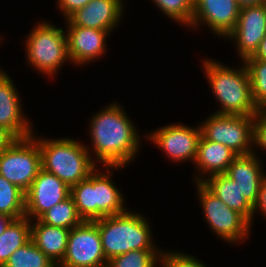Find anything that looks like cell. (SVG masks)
Masks as SVG:
<instances>
[{
	"instance_id": "obj_16",
	"label": "cell",
	"mask_w": 266,
	"mask_h": 267,
	"mask_svg": "<svg viewBox=\"0 0 266 267\" xmlns=\"http://www.w3.org/2000/svg\"><path fill=\"white\" fill-rule=\"evenodd\" d=\"M122 0H90L83 8L78 9L67 20V26H81L113 32L121 24L124 13Z\"/></svg>"
},
{
	"instance_id": "obj_19",
	"label": "cell",
	"mask_w": 266,
	"mask_h": 267,
	"mask_svg": "<svg viewBox=\"0 0 266 267\" xmlns=\"http://www.w3.org/2000/svg\"><path fill=\"white\" fill-rule=\"evenodd\" d=\"M237 156L225 145L209 141L201 136L194 161L195 167L198 168L196 170L199 172V174L196 173L194 175L195 183L203 182L207 179V176L226 173L228 167Z\"/></svg>"
},
{
	"instance_id": "obj_32",
	"label": "cell",
	"mask_w": 266,
	"mask_h": 267,
	"mask_svg": "<svg viewBox=\"0 0 266 267\" xmlns=\"http://www.w3.org/2000/svg\"><path fill=\"white\" fill-rule=\"evenodd\" d=\"M257 212L261 213L264 216V218H266V175L262 180L260 190L258 193L257 202L253 206V220H254V215L257 214Z\"/></svg>"
},
{
	"instance_id": "obj_11",
	"label": "cell",
	"mask_w": 266,
	"mask_h": 267,
	"mask_svg": "<svg viewBox=\"0 0 266 267\" xmlns=\"http://www.w3.org/2000/svg\"><path fill=\"white\" fill-rule=\"evenodd\" d=\"M145 138L166 154L170 161L182 163L192 161L197 155L198 143L201 138L200 125L190 127L184 124H172L159 127L147 133ZM151 140V141H150Z\"/></svg>"
},
{
	"instance_id": "obj_13",
	"label": "cell",
	"mask_w": 266,
	"mask_h": 267,
	"mask_svg": "<svg viewBox=\"0 0 266 267\" xmlns=\"http://www.w3.org/2000/svg\"><path fill=\"white\" fill-rule=\"evenodd\" d=\"M266 35V11L262 5L240 8L235 28L225 37L237 47L241 61L251 57L258 50Z\"/></svg>"
},
{
	"instance_id": "obj_10",
	"label": "cell",
	"mask_w": 266,
	"mask_h": 267,
	"mask_svg": "<svg viewBox=\"0 0 266 267\" xmlns=\"http://www.w3.org/2000/svg\"><path fill=\"white\" fill-rule=\"evenodd\" d=\"M98 226L93 221H83L72 228L67 250L57 267H106Z\"/></svg>"
},
{
	"instance_id": "obj_9",
	"label": "cell",
	"mask_w": 266,
	"mask_h": 267,
	"mask_svg": "<svg viewBox=\"0 0 266 267\" xmlns=\"http://www.w3.org/2000/svg\"><path fill=\"white\" fill-rule=\"evenodd\" d=\"M38 135L14 140L0 152V175L26 192L42 169Z\"/></svg>"
},
{
	"instance_id": "obj_7",
	"label": "cell",
	"mask_w": 266,
	"mask_h": 267,
	"mask_svg": "<svg viewBox=\"0 0 266 267\" xmlns=\"http://www.w3.org/2000/svg\"><path fill=\"white\" fill-rule=\"evenodd\" d=\"M205 221L210 231L230 245L246 241L252 231L251 223L239 212L230 209L202 182L195 184Z\"/></svg>"
},
{
	"instance_id": "obj_22",
	"label": "cell",
	"mask_w": 266,
	"mask_h": 267,
	"mask_svg": "<svg viewBox=\"0 0 266 267\" xmlns=\"http://www.w3.org/2000/svg\"><path fill=\"white\" fill-rule=\"evenodd\" d=\"M31 240V220L24 216L14 219L0 235V267L18 248Z\"/></svg>"
},
{
	"instance_id": "obj_26",
	"label": "cell",
	"mask_w": 266,
	"mask_h": 267,
	"mask_svg": "<svg viewBox=\"0 0 266 267\" xmlns=\"http://www.w3.org/2000/svg\"><path fill=\"white\" fill-rule=\"evenodd\" d=\"M248 69L253 100L258 110H266V60L254 59L252 56L244 60Z\"/></svg>"
},
{
	"instance_id": "obj_17",
	"label": "cell",
	"mask_w": 266,
	"mask_h": 267,
	"mask_svg": "<svg viewBox=\"0 0 266 267\" xmlns=\"http://www.w3.org/2000/svg\"><path fill=\"white\" fill-rule=\"evenodd\" d=\"M66 27L68 56L72 64L75 66L91 64L106 54V41L111 34L109 31L81 26Z\"/></svg>"
},
{
	"instance_id": "obj_28",
	"label": "cell",
	"mask_w": 266,
	"mask_h": 267,
	"mask_svg": "<svg viewBox=\"0 0 266 267\" xmlns=\"http://www.w3.org/2000/svg\"><path fill=\"white\" fill-rule=\"evenodd\" d=\"M166 17L178 25L191 26L194 12V0H152ZM180 23V24H179Z\"/></svg>"
},
{
	"instance_id": "obj_1",
	"label": "cell",
	"mask_w": 266,
	"mask_h": 267,
	"mask_svg": "<svg viewBox=\"0 0 266 267\" xmlns=\"http://www.w3.org/2000/svg\"><path fill=\"white\" fill-rule=\"evenodd\" d=\"M94 114L89 121L92 145L87 147L90 155L95 154L91 156L94 162L102 166L127 167L139 154L142 143L134 122L117 102Z\"/></svg>"
},
{
	"instance_id": "obj_24",
	"label": "cell",
	"mask_w": 266,
	"mask_h": 267,
	"mask_svg": "<svg viewBox=\"0 0 266 267\" xmlns=\"http://www.w3.org/2000/svg\"><path fill=\"white\" fill-rule=\"evenodd\" d=\"M0 213L13 219L25 216V192L0 175Z\"/></svg>"
},
{
	"instance_id": "obj_6",
	"label": "cell",
	"mask_w": 266,
	"mask_h": 267,
	"mask_svg": "<svg viewBox=\"0 0 266 267\" xmlns=\"http://www.w3.org/2000/svg\"><path fill=\"white\" fill-rule=\"evenodd\" d=\"M30 32L24 42L27 62L38 73L53 78L64 63L70 62L66 32L44 20Z\"/></svg>"
},
{
	"instance_id": "obj_14",
	"label": "cell",
	"mask_w": 266,
	"mask_h": 267,
	"mask_svg": "<svg viewBox=\"0 0 266 267\" xmlns=\"http://www.w3.org/2000/svg\"><path fill=\"white\" fill-rule=\"evenodd\" d=\"M240 7L236 0H194L191 29L203 24L217 37L224 38L235 28ZM213 31V32H212Z\"/></svg>"
},
{
	"instance_id": "obj_8",
	"label": "cell",
	"mask_w": 266,
	"mask_h": 267,
	"mask_svg": "<svg viewBox=\"0 0 266 267\" xmlns=\"http://www.w3.org/2000/svg\"><path fill=\"white\" fill-rule=\"evenodd\" d=\"M199 125L204 139L225 145L237 155L254 153V116L211 113Z\"/></svg>"
},
{
	"instance_id": "obj_29",
	"label": "cell",
	"mask_w": 266,
	"mask_h": 267,
	"mask_svg": "<svg viewBox=\"0 0 266 267\" xmlns=\"http://www.w3.org/2000/svg\"><path fill=\"white\" fill-rule=\"evenodd\" d=\"M161 267H207L205 263L198 260L197 257L180 251H162Z\"/></svg>"
},
{
	"instance_id": "obj_37",
	"label": "cell",
	"mask_w": 266,
	"mask_h": 267,
	"mask_svg": "<svg viewBox=\"0 0 266 267\" xmlns=\"http://www.w3.org/2000/svg\"><path fill=\"white\" fill-rule=\"evenodd\" d=\"M261 5L263 6L264 10L266 11V0H262Z\"/></svg>"
},
{
	"instance_id": "obj_4",
	"label": "cell",
	"mask_w": 266,
	"mask_h": 267,
	"mask_svg": "<svg viewBox=\"0 0 266 267\" xmlns=\"http://www.w3.org/2000/svg\"><path fill=\"white\" fill-rule=\"evenodd\" d=\"M93 222L98 226L107 261L134 250H162L154 243L151 222L141 213L127 209Z\"/></svg>"
},
{
	"instance_id": "obj_3",
	"label": "cell",
	"mask_w": 266,
	"mask_h": 267,
	"mask_svg": "<svg viewBox=\"0 0 266 267\" xmlns=\"http://www.w3.org/2000/svg\"><path fill=\"white\" fill-rule=\"evenodd\" d=\"M97 167L86 179L70 187L77 213L83 221H94L107 216H114L125 212L124 194L115 185L110 176L112 169L119 170L121 166Z\"/></svg>"
},
{
	"instance_id": "obj_2",
	"label": "cell",
	"mask_w": 266,
	"mask_h": 267,
	"mask_svg": "<svg viewBox=\"0 0 266 267\" xmlns=\"http://www.w3.org/2000/svg\"><path fill=\"white\" fill-rule=\"evenodd\" d=\"M203 70L216 101V114L255 116L259 111L253 100L250 77L244 61L238 68H230L220 61H202ZM227 66V67H226Z\"/></svg>"
},
{
	"instance_id": "obj_33",
	"label": "cell",
	"mask_w": 266,
	"mask_h": 267,
	"mask_svg": "<svg viewBox=\"0 0 266 267\" xmlns=\"http://www.w3.org/2000/svg\"><path fill=\"white\" fill-rule=\"evenodd\" d=\"M16 138L5 128L0 126V152L7 148Z\"/></svg>"
},
{
	"instance_id": "obj_20",
	"label": "cell",
	"mask_w": 266,
	"mask_h": 267,
	"mask_svg": "<svg viewBox=\"0 0 266 267\" xmlns=\"http://www.w3.org/2000/svg\"><path fill=\"white\" fill-rule=\"evenodd\" d=\"M69 233L70 229L31 220V240L57 266L66 254Z\"/></svg>"
},
{
	"instance_id": "obj_35",
	"label": "cell",
	"mask_w": 266,
	"mask_h": 267,
	"mask_svg": "<svg viewBox=\"0 0 266 267\" xmlns=\"http://www.w3.org/2000/svg\"><path fill=\"white\" fill-rule=\"evenodd\" d=\"M14 219L6 214L0 213V235L6 230L7 226L13 221Z\"/></svg>"
},
{
	"instance_id": "obj_12",
	"label": "cell",
	"mask_w": 266,
	"mask_h": 267,
	"mask_svg": "<svg viewBox=\"0 0 266 267\" xmlns=\"http://www.w3.org/2000/svg\"><path fill=\"white\" fill-rule=\"evenodd\" d=\"M70 196V186L43 169L25 192V216L39 219L46 211Z\"/></svg>"
},
{
	"instance_id": "obj_27",
	"label": "cell",
	"mask_w": 266,
	"mask_h": 267,
	"mask_svg": "<svg viewBox=\"0 0 266 267\" xmlns=\"http://www.w3.org/2000/svg\"><path fill=\"white\" fill-rule=\"evenodd\" d=\"M162 250H134L107 261L106 267H161Z\"/></svg>"
},
{
	"instance_id": "obj_34",
	"label": "cell",
	"mask_w": 266,
	"mask_h": 267,
	"mask_svg": "<svg viewBox=\"0 0 266 267\" xmlns=\"http://www.w3.org/2000/svg\"><path fill=\"white\" fill-rule=\"evenodd\" d=\"M252 57L258 60H266V35L260 42L258 50L255 52V54Z\"/></svg>"
},
{
	"instance_id": "obj_5",
	"label": "cell",
	"mask_w": 266,
	"mask_h": 267,
	"mask_svg": "<svg viewBox=\"0 0 266 267\" xmlns=\"http://www.w3.org/2000/svg\"><path fill=\"white\" fill-rule=\"evenodd\" d=\"M42 169L68 186L86 179L98 166L82 141L71 138H38ZM86 145V146H85Z\"/></svg>"
},
{
	"instance_id": "obj_21",
	"label": "cell",
	"mask_w": 266,
	"mask_h": 267,
	"mask_svg": "<svg viewBox=\"0 0 266 267\" xmlns=\"http://www.w3.org/2000/svg\"><path fill=\"white\" fill-rule=\"evenodd\" d=\"M202 183L230 209L242 214L252 226L253 206L242 195L237 182L222 173L211 175Z\"/></svg>"
},
{
	"instance_id": "obj_18",
	"label": "cell",
	"mask_w": 266,
	"mask_h": 267,
	"mask_svg": "<svg viewBox=\"0 0 266 267\" xmlns=\"http://www.w3.org/2000/svg\"><path fill=\"white\" fill-rule=\"evenodd\" d=\"M257 150L249 155H238L230 164L226 171L237 185L245 199L254 206L258 199V193L266 172L260 157L257 156Z\"/></svg>"
},
{
	"instance_id": "obj_25",
	"label": "cell",
	"mask_w": 266,
	"mask_h": 267,
	"mask_svg": "<svg viewBox=\"0 0 266 267\" xmlns=\"http://www.w3.org/2000/svg\"><path fill=\"white\" fill-rule=\"evenodd\" d=\"M3 267H57L32 240L11 254Z\"/></svg>"
},
{
	"instance_id": "obj_31",
	"label": "cell",
	"mask_w": 266,
	"mask_h": 267,
	"mask_svg": "<svg viewBox=\"0 0 266 267\" xmlns=\"http://www.w3.org/2000/svg\"><path fill=\"white\" fill-rule=\"evenodd\" d=\"M90 0H57V7L67 20L78 9L83 8Z\"/></svg>"
},
{
	"instance_id": "obj_36",
	"label": "cell",
	"mask_w": 266,
	"mask_h": 267,
	"mask_svg": "<svg viewBox=\"0 0 266 267\" xmlns=\"http://www.w3.org/2000/svg\"><path fill=\"white\" fill-rule=\"evenodd\" d=\"M239 7H246V6H256L261 5L262 0H236Z\"/></svg>"
},
{
	"instance_id": "obj_30",
	"label": "cell",
	"mask_w": 266,
	"mask_h": 267,
	"mask_svg": "<svg viewBox=\"0 0 266 267\" xmlns=\"http://www.w3.org/2000/svg\"><path fill=\"white\" fill-rule=\"evenodd\" d=\"M266 151V110H259L254 116V147Z\"/></svg>"
},
{
	"instance_id": "obj_23",
	"label": "cell",
	"mask_w": 266,
	"mask_h": 267,
	"mask_svg": "<svg viewBox=\"0 0 266 267\" xmlns=\"http://www.w3.org/2000/svg\"><path fill=\"white\" fill-rule=\"evenodd\" d=\"M39 220L47 225L72 229L83 222L71 196L46 211Z\"/></svg>"
},
{
	"instance_id": "obj_15",
	"label": "cell",
	"mask_w": 266,
	"mask_h": 267,
	"mask_svg": "<svg viewBox=\"0 0 266 267\" xmlns=\"http://www.w3.org/2000/svg\"><path fill=\"white\" fill-rule=\"evenodd\" d=\"M16 85L6 71L0 73V126L9 131L16 139L34 134L31 122L24 115L20 95Z\"/></svg>"
}]
</instances>
